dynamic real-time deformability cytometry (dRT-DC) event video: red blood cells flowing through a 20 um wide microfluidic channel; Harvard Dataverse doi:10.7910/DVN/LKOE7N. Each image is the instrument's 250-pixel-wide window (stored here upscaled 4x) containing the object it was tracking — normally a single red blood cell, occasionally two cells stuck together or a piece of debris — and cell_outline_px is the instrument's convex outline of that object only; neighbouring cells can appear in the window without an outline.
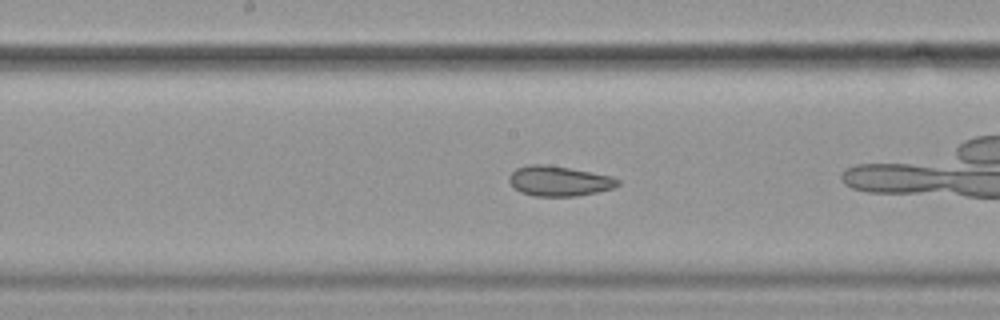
{"species": "common noctule bat (a hibernating species)", "species_latin": "Nyctalus noctula", "temperature_condition": "cold", "stored_images_in_passage": 39, "camera_frame_rate_fps": 3000, "um_per_image_px": 0.085, "animal": {"sex": "female", "body_mass_g": 19.9}, "frame": {"image": 1, "passage_image": 12, "time_ms": 3.667, "image_size_px": [1000, 320], "cell_outline_px": [[620, 184], [612, 188], [596, 192], [576, 196], [536, 196], [520, 192], [508, 180], [508, 176], [516, 168], [528, 164], [544, 164], [568, 168], [612, 176], [620, 180]], "centroid_in_image_um": [47.5, 15.38], "position_along_channel_um": 200.7, "area_um2": 18.9}, "authors_computed_cell_mechanics": {"area_um2": 20.3456, "velocity_mm_per_s": 3.5829, "shape_relaxation_time_tau1_ms": null, "shape_relaxation_time_tau2_ms": 1.5918, "deformation_change_tau1": null, "deformation_change_tau2": 0.0539}}